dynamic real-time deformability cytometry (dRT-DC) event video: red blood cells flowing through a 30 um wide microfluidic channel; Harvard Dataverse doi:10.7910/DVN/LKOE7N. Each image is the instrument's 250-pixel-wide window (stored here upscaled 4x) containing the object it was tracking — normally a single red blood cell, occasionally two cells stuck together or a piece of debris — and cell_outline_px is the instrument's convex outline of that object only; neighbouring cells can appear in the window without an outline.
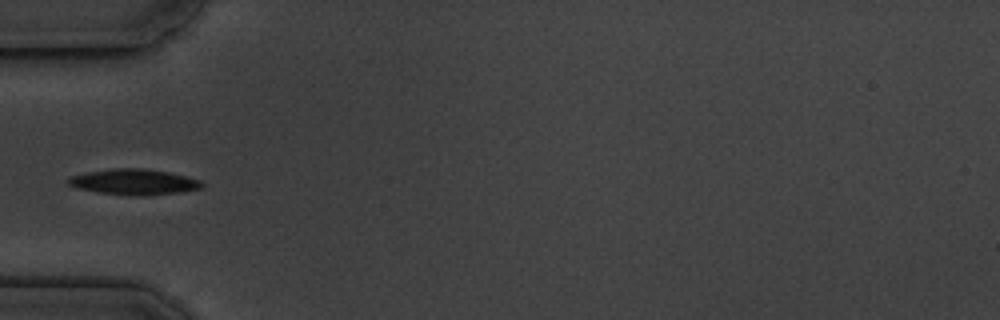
{"species": "common noctule bat (a hibernating species)", "species_latin": "Nyctalus noctula", "temperature_condition": "cold", "stored_images_in_passage": 6, "camera_frame_rate_fps": 3000, "um_per_image_px": 0.085, "animal": {"sex": "male", "body_mass_g": 19.5, "forearm_length_mm": 54.6}, "frame": {"image": 1, "passage_image": 6, "time_ms": 6.0, "image_size_px": [1000, 320], "cell_outline_px": [[204, 184], [200, 188], [180, 192], [144, 196], [140, 196], [100, 192], [76, 188], [68, 184], [68, 180], [72, 176], [88, 172], [116, 168], [140, 168], [168, 172], [200, 180]], "centroid_in_image_um": [11.4, 15.46], "position_along_channel_um": 73.6, "area_um2": 19.59}}